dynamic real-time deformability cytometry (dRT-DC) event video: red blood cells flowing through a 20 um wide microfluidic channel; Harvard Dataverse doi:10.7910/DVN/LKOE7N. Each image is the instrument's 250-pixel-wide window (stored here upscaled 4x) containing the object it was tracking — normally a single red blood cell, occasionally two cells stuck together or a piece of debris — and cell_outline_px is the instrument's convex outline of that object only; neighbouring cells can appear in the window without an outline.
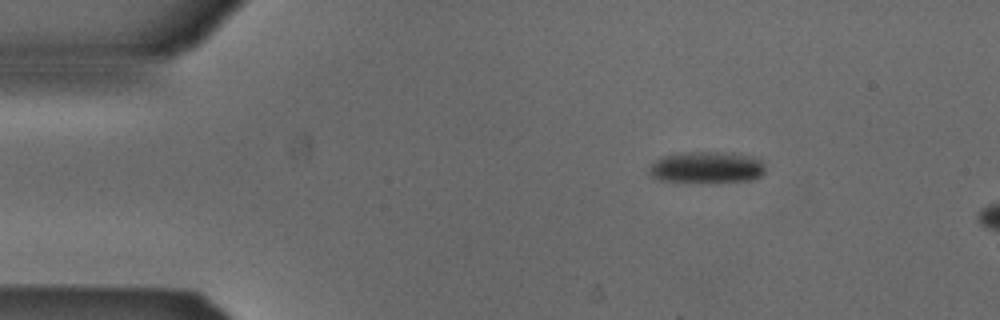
{"species": "Egyptian fruit bat (a non-hibernating species)", "species_latin": "Rousettus aegyptiacus", "temperature_condition": "cold", "stored_images_in_passage": 5, "camera_frame_rate_fps": 3000, "um_per_image_px": 0.085, "animal": {"sex": "male"}, "frame": {"image": 1, "passage_image": 5, "time_ms": 1.333, "image_size_px": [1000, 320], "cell_outline_px": [[764, 172], [760, 176], [752, 180], [660, 180], [652, 176], [648, 172], [648, 168], [656, 160], [664, 156], [688, 152], [732, 152], [752, 156], [764, 160]], "centroid_in_image_um": [60.12, 14.18], "position_along_channel_um": 24.9, "area_um2": 20.69}}